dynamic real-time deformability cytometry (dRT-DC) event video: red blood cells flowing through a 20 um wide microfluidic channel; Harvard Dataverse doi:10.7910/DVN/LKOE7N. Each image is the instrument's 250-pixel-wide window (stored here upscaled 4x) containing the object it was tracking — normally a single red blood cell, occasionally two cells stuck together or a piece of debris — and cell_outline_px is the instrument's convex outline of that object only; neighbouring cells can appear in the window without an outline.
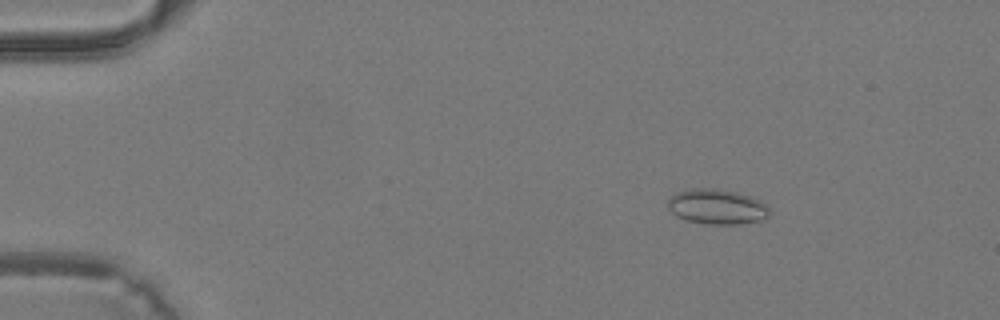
{"species": "common noctule bat (a hibernating species)", "species_latin": "Nyctalus noctula", "temperature_condition": "warm", "stored_images_in_passage": 41, "camera_frame_rate_fps": 3000, "um_per_image_px": 0.085, "animal": {"sex": "male", "body_mass_g": 19.2, "forearm_length_mm": 51.8}, "frame": {"image": 1, "passage_image": 7, "time_ms": 2.0, "image_size_px": [1000, 320], "cell_outline_px": [[768, 216], [760, 220], [740, 224], [708, 224], [684, 220], [676, 216], [668, 208], [668, 200], [676, 192], [692, 188], [716, 188], [736, 192], [760, 200], [768, 208]], "centroid_in_image_um": [60.9, 17.57], "position_along_channel_um": 24.1, "area_um2": 20.69}}
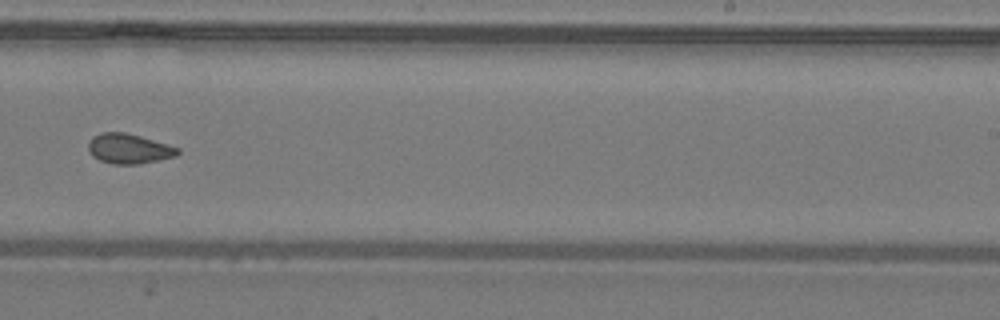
{"frame": {"image": 2, "passage_image": 27, "time_ms": 8.667, "image_size_px": [1000, 320], "cell_outline_px": [[180, 152], [176, 156], [136, 164], [112, 164], [100, 160], [92, 156], [88, 148], [88, 144], [92, 136], [100, 132], [124, 132], [140, 136], [168, 144], [180, 148]], "centroid_in_image_um": [10.94, 12.63], "position_along_channel_um": 278.1, "area_um2": 15.55}}
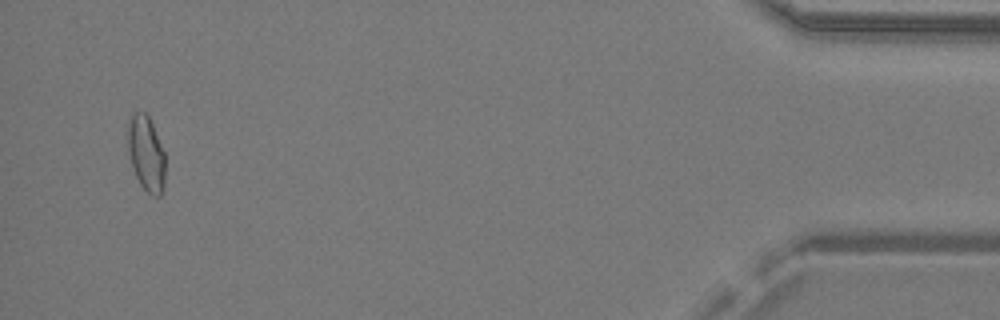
{"frame": {"image": 3, "passage_image": 40, "time_ms": 13.0, "image_size_px": [1000, 320], "cell_outline_px": [[164, 192], [160, 196], [152, 196], [140, 184], [136, 176], [128, 152], [128, 124], [132, 112], [144, 112], [148, 116], [152, 124], [164, 152]], "centroid_in_image_um": [12.43, 13.07], "position_along_channel_um": 422.8, "area_um2": 16.24}}